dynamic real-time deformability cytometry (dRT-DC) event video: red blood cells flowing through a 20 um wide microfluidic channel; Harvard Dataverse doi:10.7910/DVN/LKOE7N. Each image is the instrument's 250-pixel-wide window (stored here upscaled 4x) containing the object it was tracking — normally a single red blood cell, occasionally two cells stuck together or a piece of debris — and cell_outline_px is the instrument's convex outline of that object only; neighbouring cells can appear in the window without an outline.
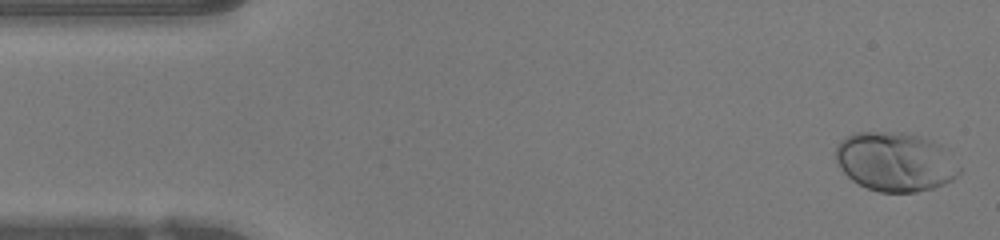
{"species": "human", "species_latin": "Homo sapiens", "temperature_condition": "warm", "stored_images_in_passage": 47, "camera_frame_rate_fps": 3000, "um_per_image_px": 0.085, "donor": {"sex": "female"}, "frame": {"image": 1, "passage_image": 1, "time_ms": 0.0, "image_size_px": [1000, 240], "cell_outline_px": [[960, 172], [952, 180], [944, 184], [932, 188], [916, 192], [880, 192], [868, 188], [852, 180], [840, 168], [836, 160], [836, 144], [840, 140], [856, 132], [900, 132], [920, 136], [932, 140], [940, 144], [944, 148], [960, 168]], "centroid_in_image_um": [76.09, 13.74], "position_along_channel_um": 8.9, "area_um2": 42.48}}
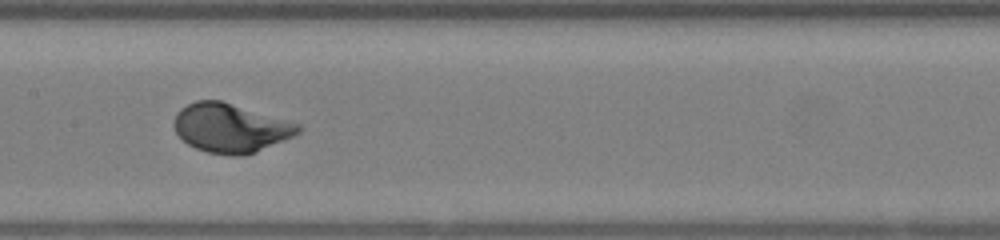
{"frame": {"image": 2, "passage_image": 22, "time_ms": 7.0, "image_size_px": [1000, 240], "cell_outline_px": [[304, 128], [300, 132], [292, 136], [256, 152], [244, 156], [232, 156], [208, 152], [196, 148], [188, 144], [176, 132], [172, 124], [176, 112], [180, 108], [196, 100], [220, 100], [300, 124]], "centroid_in_image_um": [19.57, 10.88], "position_along_channel_um": 187.8, "area_um2": 35.32}}
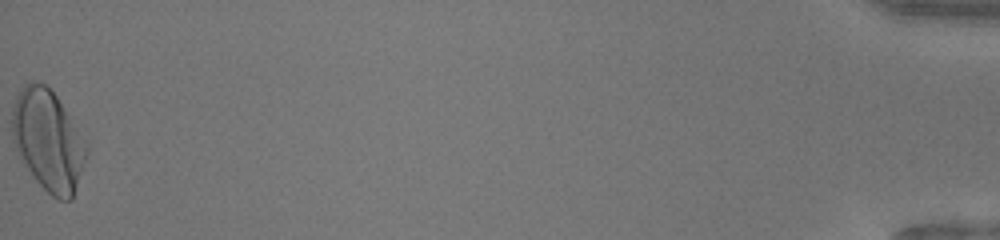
{"frame": {"image": 3, "passage_image": 47, "time_ms": 15.333, "image_size_px": [1000, 240], "cell_outline_px": [[88, 152], [72, 200], [60, 200], [52, 196], [32, 176], [20, 160], [12, 140], [12, 108], [16, 96], [24, 84], [32, 80], [44, 84], [56, 96], [88, 144]], "centroid_in_image_um": [4.07, 11.94], "position_along_channel_um": 431.1, "area_um2": 43.7}, "authors_computed_cell_mechanics": {"area_um2": 35.7782, "velocity_mm_per_s": 4.2412, "shape_relaxation_time_tau1_ms": 2.6586, "shape_relaxation_time_tau2_ms": null, "deformation_change_tau1": 0.1817, "deformation_change_tau2": null}}